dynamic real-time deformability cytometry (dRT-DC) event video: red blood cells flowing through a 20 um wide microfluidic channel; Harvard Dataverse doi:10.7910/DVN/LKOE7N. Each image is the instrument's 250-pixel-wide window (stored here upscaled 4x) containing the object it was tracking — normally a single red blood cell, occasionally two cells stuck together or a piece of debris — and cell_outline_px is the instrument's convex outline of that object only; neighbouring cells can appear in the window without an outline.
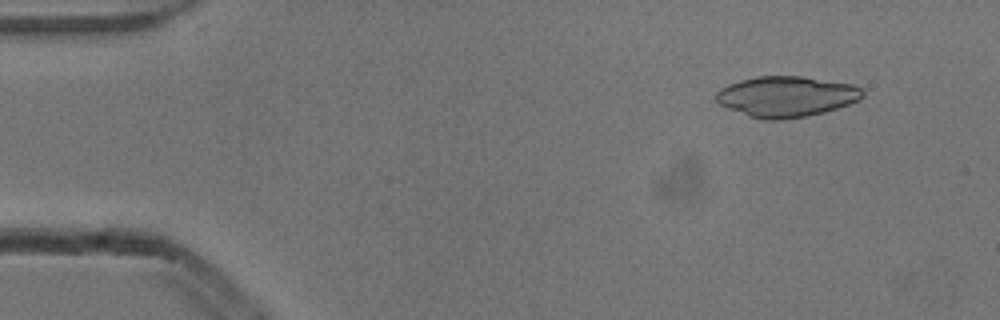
{"species": "common noctule bat (a hibernating species)", "species_latin": "Nyctalus noctula", "temperature_condition": "cold", "stored_images_in_passage": 4, "camera_frame_rate_fps": 3000, "um_per_image_px": 0.085, "animal": {"sex": "male", "body_mass_g": 13.3}, "frame": {"image": 1, "passage_image": 2, "time_ms": 0.333, "image_size_px": [1000, 320], "cell_outline_px": [[864, 96], [848, 104], [824, 112], [808, 116], [780, 120], [764, 120], [748, 116], [728, 108], [720, 104], [716, 100], [716, 92], [720, 88], [728, 84], [740, 80], [756, 76], [800, 76], [852, 84], [860, 88], [864, 92]], "centroid_in_image_um": [66.81, 8.21], "position_along_channel_um": 18.2, "area_um2": 34.62}}